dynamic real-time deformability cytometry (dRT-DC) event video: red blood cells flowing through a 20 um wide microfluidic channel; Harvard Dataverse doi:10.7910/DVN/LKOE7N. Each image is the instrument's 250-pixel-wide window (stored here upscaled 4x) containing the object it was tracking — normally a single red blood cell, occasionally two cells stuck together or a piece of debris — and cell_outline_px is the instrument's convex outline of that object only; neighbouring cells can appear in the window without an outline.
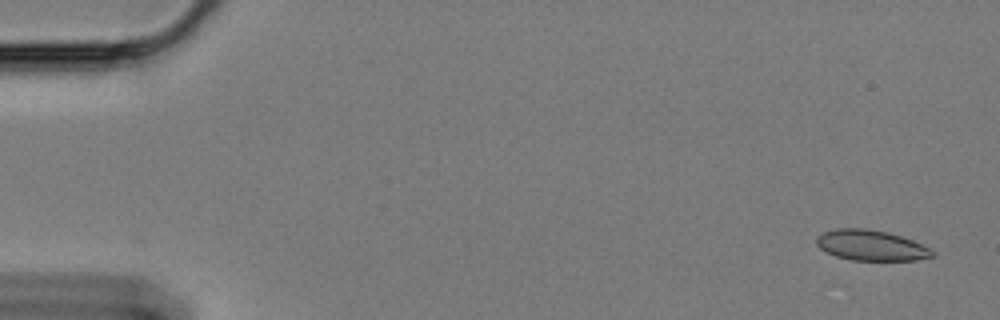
{"species": "Egyptian fruit bat (a non-hibernating species)", "species_latin": "Rousettus aegyptiacus", "temperature_condition": "cold", "stored_images_in_passage": 25, "camera_frame_rate_fps": 3000, "um_per_image_px": 0.085, "animal": {"sex": "female"}, "frame": {"image": 1, "passage_image": 1, "time_ms": 0.0, "image_size_px": [1000, 320], "cell_outline_px": [[932, 256], [916, 260], [852, 260], [836, 256], [820, 248], [816, 244], [816, 236], [824, 232], [836, 228], [864, 228], [888, 232], [912, 240], [928, 248], [932, 252]], "centroid_in_image_um": [73.98, 20.84], "position_along_channel_um": 11.0, "area_um2": 20.29}}
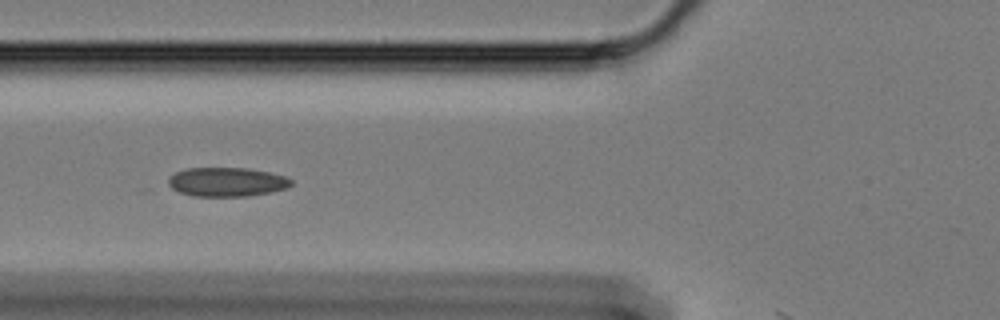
{"frame": {"image": 2, "passage_image": 21, "time_ms": 6.667, "image_size_px": [1000, 320], "cell_outline_px": [[292, 184], [288, 188], [272, 192], [248, 196], [192, 196], [180, 192], [172, 188], [168, 184], [168, 180], [176, 172], [188, 168], [248, 168], [268, 172], [284, 176], [292, 180]], "centroid_in_image_um": [19.31, 15.47], "position_along_channel_um": 106.5, "area_um2": 20.75}}
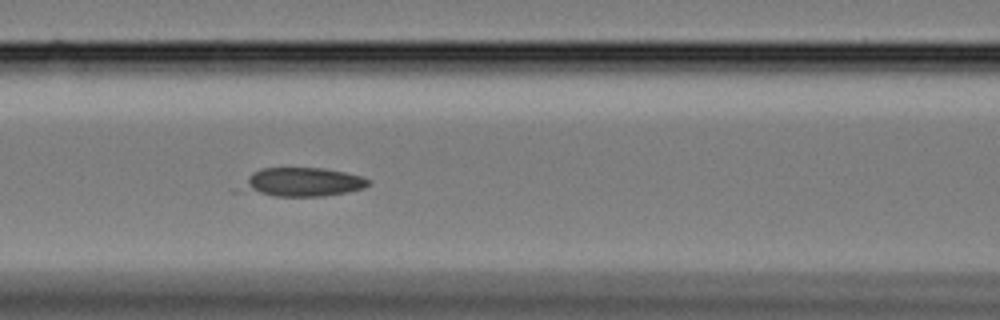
{"frame": {"image": 3, "passage_image": 24, "time_ms": 7.667, "image_size_px": [1000, 320], "cell_outline_px": [[372, 184], [364, 188], [348, 192], [324, 196], [276, 196], [232, 192], [252, 172], [260, 168], [324, 168], [344, 172], [360, 176], [368, 180]], "centroid_in_image_um": [25.55, 15.5], "position_along_channel_um": 141.1, "area_um2": 21.96}}